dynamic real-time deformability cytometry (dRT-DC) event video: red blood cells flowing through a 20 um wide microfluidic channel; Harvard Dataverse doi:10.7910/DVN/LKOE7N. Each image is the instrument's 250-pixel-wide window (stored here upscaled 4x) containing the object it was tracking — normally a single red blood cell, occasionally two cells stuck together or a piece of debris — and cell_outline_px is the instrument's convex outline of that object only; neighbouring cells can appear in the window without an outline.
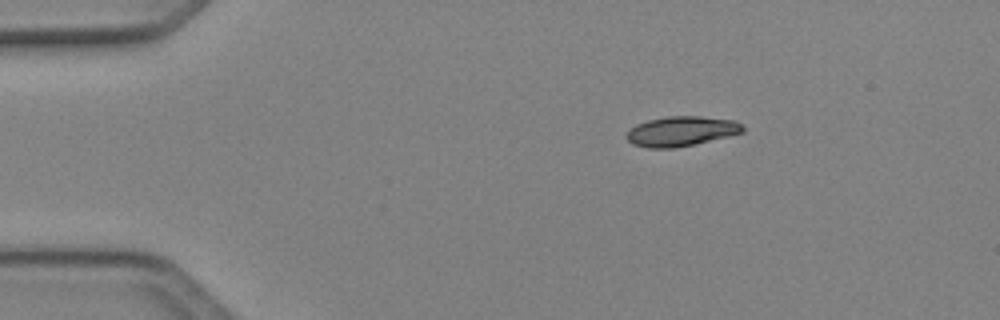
{"species": "Egyptian fruit bat (a non-hibernating species)", "species_latin": "Rousettus aegyptiacus", "temperature_condition": "cold", "stored_images_in_passage": 43, "camera_frame_rate_fps": 3000, "um_per_image_px": 0.085, "animal": {"sex": "female"}, "frame": {"image": 1, "passage_image": 1, "time_ms": 0.0, "image_size_px": [1000, 320], "cell_outline_px": [[744, 132], [728, 136], [692, 144], [672, 148], [648, 148], [632, 144], [624, 136], [636, 124], [648, 120], [668, 116], [700, 116], [736, 120], [744, 128]], "centroid_in_image_um": [57.89, 11.15], "position_along_channel_um": 27.1, "area_um2": 20.06}}
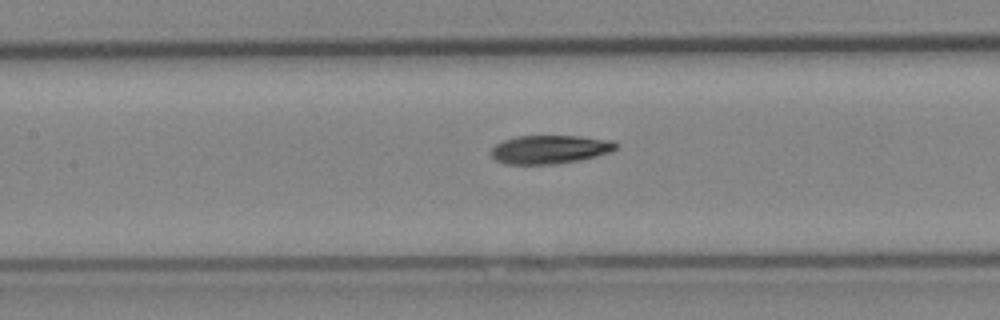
{"frame": {"image": 2, "passage_image": 16, "time_ms": 5.0, "image_size_px": [1000, 320], "cell_outline_px": [[620, 144], [612, 152], [580, 160], [556, 164], [508, 164], [496, 160], [492, 156], [492, 148], [496, 144], [504, 140], [516, 136], [580, 136], [612, 140]], "centroid_in_image_um": [46.79, 12.69], "position_along_channel_um": 160.6, "area_um2": 20.81}}
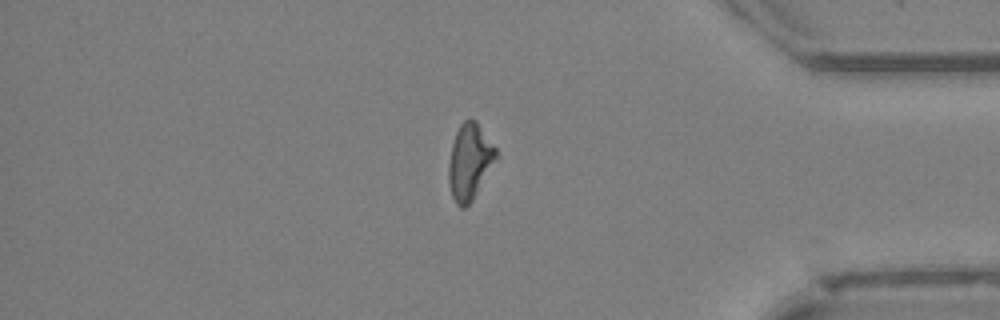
{"frame": {"image": 3, "passage_image": 35, "time_ms": 11.333, "image_size_px": [1000, 320], "cell_outline_px": [[500, 156], [472, 200], [464, 208], [460, 208], [456, 204], [452, 196], [448, 184], [448, 164], [452, 144], [456, 132], [460, 124], [464, 120], [476, 120], [496, 148]], "centroid_in_image_um": [39.93, 13.75], "position_along_channel_um": 395.3, "area_um2": 21.21}, "authors_computed_cell_mechanics": {"area_um2": 20.9814, "velocity_mm_per_s": 4.0858, "shape_relaxation_time_tau1_ms": 7.3791, "shape_relaxation_time_tau2_ms": 9.6254, "deformation_change_tau1": 0.14, "deformation_change_tau2": 0.2007}}